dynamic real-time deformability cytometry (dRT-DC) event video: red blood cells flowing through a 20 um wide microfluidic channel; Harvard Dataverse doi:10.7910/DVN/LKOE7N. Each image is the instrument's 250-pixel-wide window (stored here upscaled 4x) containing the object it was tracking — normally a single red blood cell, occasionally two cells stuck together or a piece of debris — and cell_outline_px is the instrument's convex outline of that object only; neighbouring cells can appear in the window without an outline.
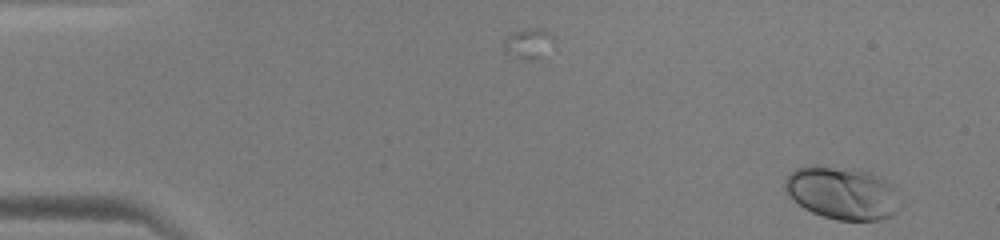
{"species": "human", "species_latin": "Homo sapiens", "temperature_condition": "warm", "stored_images_in_passage": 46, "camera_frame_rate_fps": 3000, "um_per_image_px": 0.085, "donor": {"sex": "male"}, "frame": {"image": 1, "passage_image": 1, "time_ms": 0.0, "image_size_px": [1000, 240], "cell_outline_px": [[900, 204], [896, 212], [880, 220], [836, 220], [812, 212], [804, 208], [784, 188], [784, 184], [788, 176], [796, 168], [816, 164], [868, 172], [880, 176], [888, 180], [896, 188]], "centroid_in_image_um": [71.63, 16.4], "position_along_channel_um": 13.4, "area_um2": 35.2}}
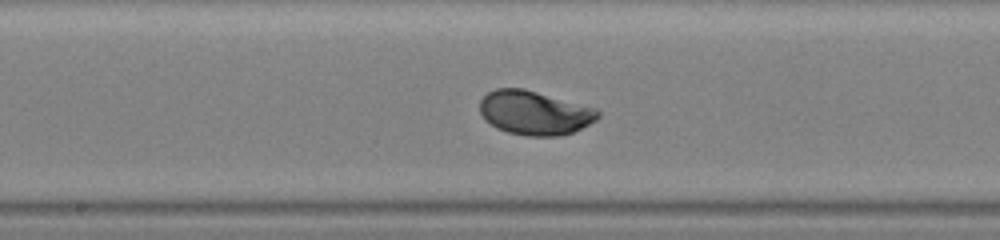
{"frame": {"image": 2, "passage_image": 24, "time_ms": 7.667, "image_size_px": [1000, 240], "cell_outline_px": [[600, 116], [596, 120], [572, 132], [560, 136], [528, 136], [508, 132], [496, 128], [484, 120], [480, 112], [480, 100], [488, 92], [496, 88], [524, 88], [596, 108], [600, 112]], "centroid_in_image_um": [45.41, 9.58], "position_along_channel_um": 202.8, "area_um2": 30.35}}
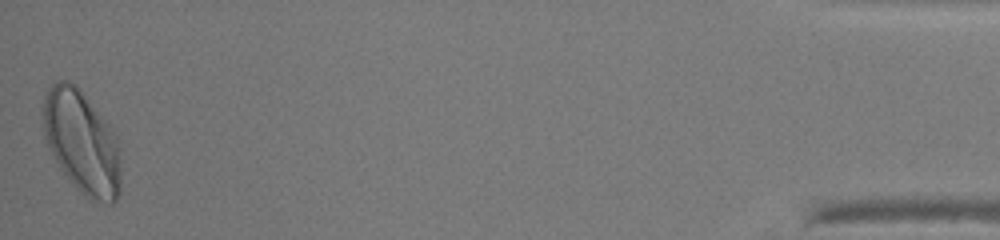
{"frame": {"image": 3, "passage_image": 46, "time_ms": 15.0, "image_size_px": [1000, 240], "cell_outline_px": [[120, 192], [116, 200], [112, 204], [108, 204], [92, 200], [84, 196], [76, 188], [60, 168], [48, 148], [44, 136], [40, 108], [40, 104], [44, 92], [56, 80], [68, 80], [76, 84], [112, 128], [116, 136], [120, 152]], "centroid_in_image_um": [6.92, 12.05], "position_along_channel_um": 428.3, "area_um2": 47.69}}